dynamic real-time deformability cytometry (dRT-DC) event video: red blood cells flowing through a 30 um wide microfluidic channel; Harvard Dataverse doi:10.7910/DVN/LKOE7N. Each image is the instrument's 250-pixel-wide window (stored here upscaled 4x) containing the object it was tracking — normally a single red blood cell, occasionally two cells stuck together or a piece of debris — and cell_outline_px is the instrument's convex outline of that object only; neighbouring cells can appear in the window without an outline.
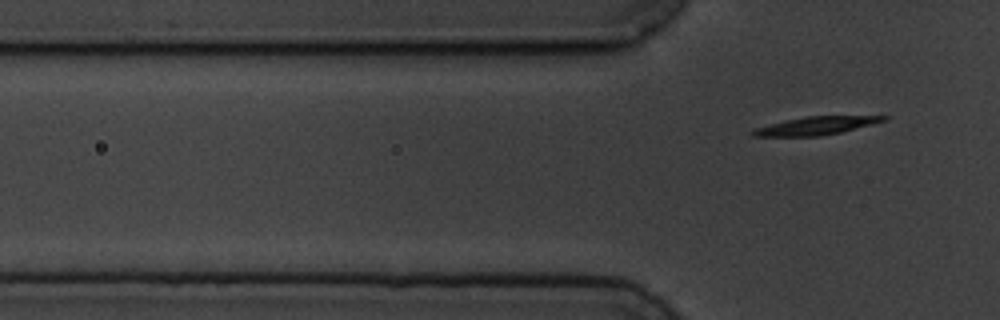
{"species": "common noctule bat (a hibernating species)", "species_latin": "Nyctalus noctula", "temperature_condition": "cold", "stored_images_in_passage": 6, "camera_frame_rate_fps": 3000, "um_per_image_px": 0.085, "animal": {"sex": "male", "body_mass_g": 19.5, "forearm_length_mm": 54.6}, "frame": {"image": 1, "passage_image": 6, "time_ms": 6.667, "image_size_px": [1000, 320], "cell_outline_px": [[888, 120], [840, 132], [820, 136], [752, 136], [748, 132], [756, 128], [788, 120], [808, 116], [888, 116]], "centroid_in_image_um": [69.36, 10.69], "position_along_channel_um": 56.4, "area_um2": 13.47}}